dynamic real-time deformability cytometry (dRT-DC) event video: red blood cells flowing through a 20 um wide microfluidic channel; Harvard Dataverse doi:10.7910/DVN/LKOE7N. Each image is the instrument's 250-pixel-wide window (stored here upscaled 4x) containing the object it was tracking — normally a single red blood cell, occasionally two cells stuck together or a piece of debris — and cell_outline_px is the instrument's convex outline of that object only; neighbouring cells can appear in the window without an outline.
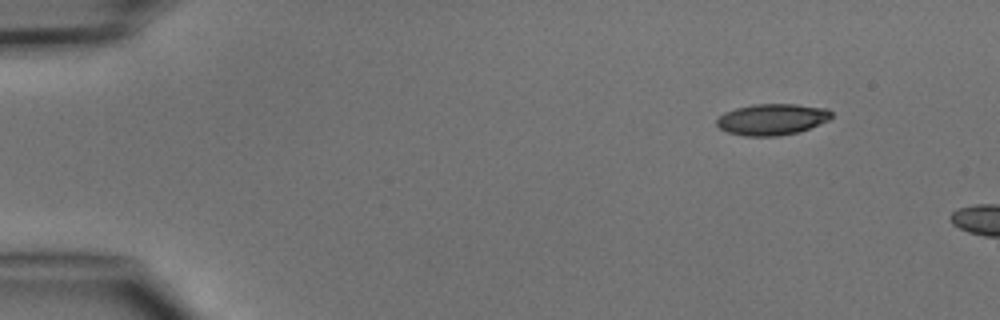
{"species": "common noctule bat (a hibernating species)", "species_latin": "Nyctalus noctula", "temperature_condition": "cold", "stored_images_in_passage": 3, "camera_frame_rate_fps": 3000, "um_per_image_px": 0.085, "animal": {"sex": "male", "body_mass_g": 15.6}, "frame": {"image": 1, "passage_image": 1, "time_ms": 0.0, "image_size_px": [1000, 320], "cell_outline_px": [[832, 116], [828, 120], [800, 132], [780, 136], [744, 136], [728, 132], [720, 128], [716, 124], [716, 120], [724, 112], [736, 108], [752, 104], [796, 104], [828, 108], [832, 112]], "centroid_in_image_um": [65.63, 10.14], "position_along_channel_um": 19.4, "area_um2": 21.04}}